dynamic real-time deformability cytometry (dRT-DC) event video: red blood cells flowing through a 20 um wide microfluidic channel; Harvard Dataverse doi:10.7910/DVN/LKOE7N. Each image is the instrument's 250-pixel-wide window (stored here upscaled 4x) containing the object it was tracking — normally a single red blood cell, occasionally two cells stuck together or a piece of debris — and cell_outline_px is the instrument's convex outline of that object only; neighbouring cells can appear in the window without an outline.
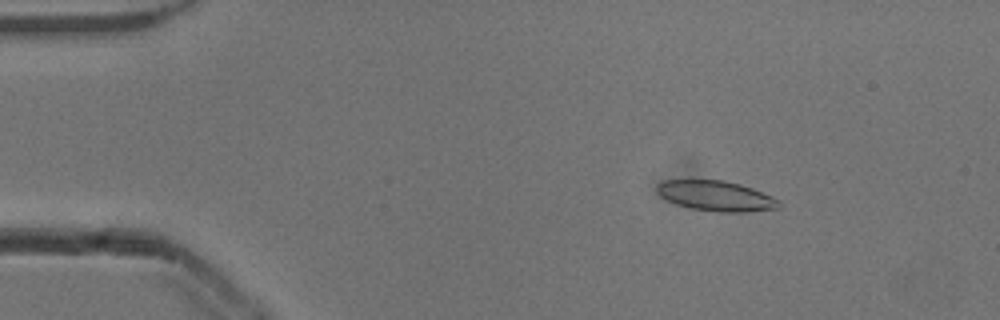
{"species": "common noctule bat (a hibernating species)", "species_latin": "Nyctalus noctula", "temperature_condition": "cold", "stored_images_in_passage": 53, "camera_frame_rate_fps": 3000, "um_per_image_px": 0.085, "animal": {"sex": "male", "body_mass_g": 13.3}, "frame": {"image": 1, "passage_image": 8, "time_ms": 2.333, "image_size_px": [1000, 320], "cell_outline_px": [[780, 208], [748, 212], [716, 212], [688, 208], [676, 204], [660, 196], [656, 192], [656, 184], [664, 180], [724, 180], [740, 184], [752, 188], [772, 196], [780, 200]], "centroid_in_image_um": [60.85, 16.66], "position_along_channel_um": 24.1, "area_um2": 21.73}}
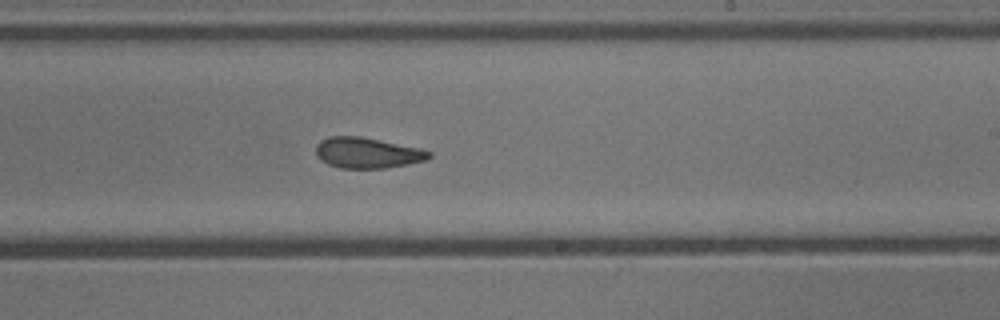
{"frame": {"image": 2, "passage_image": 32, "time_ms": 10.333, "image_size_px": [1000, 320], "cell_outline_px": [[432, 156], [428, 160], [408, 164], [384, 168], [340, 168], [328, 164], [320, 160], [316, 156], [316, 144], [320, 140], [328, 136], [360, 136], [420, 148], [432, 152]], "centroid_in_image_um": [31.21, 12.99], "position_along_channel_um": 257.8, "area_um2": 20.4}}
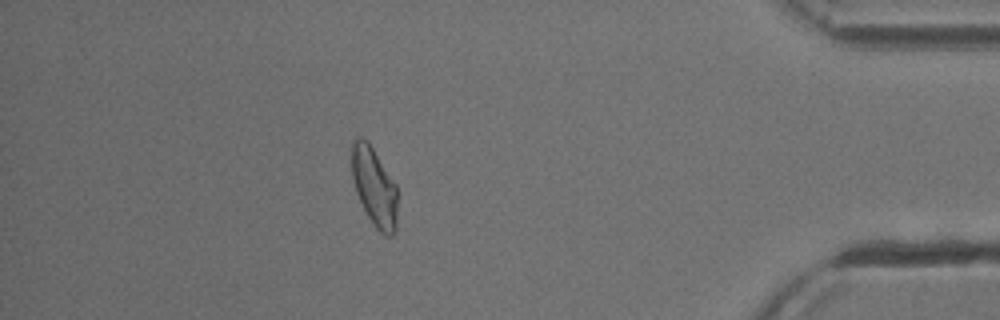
{"frame": {"image": 3, "passage_image": 47, "time_ms": 15.333, "image_size_px": [1000, 320], "cell_outline_px": [[396, 232], [392, 236], [384, 236], [372, 224], [356, 192], [352, 176], [352, 140], [360, 136], [368, 140], [396, 184]], "centroid_in_image_um": [31.81, 15.87], "position_along_channel_um": 403.4, "area_um2": 20.98}, "authors_computed_cell_mechanics": {"area_um2": 21.0392, "velocity_mm_per_s": 3.849, "shape_relaxation_time_tau1_ms": null, "shape_relaxation_time_tau2_ms": 1.6426, "deformation_change_tau1": null, "deformation_change_tau2": 0.0872}}